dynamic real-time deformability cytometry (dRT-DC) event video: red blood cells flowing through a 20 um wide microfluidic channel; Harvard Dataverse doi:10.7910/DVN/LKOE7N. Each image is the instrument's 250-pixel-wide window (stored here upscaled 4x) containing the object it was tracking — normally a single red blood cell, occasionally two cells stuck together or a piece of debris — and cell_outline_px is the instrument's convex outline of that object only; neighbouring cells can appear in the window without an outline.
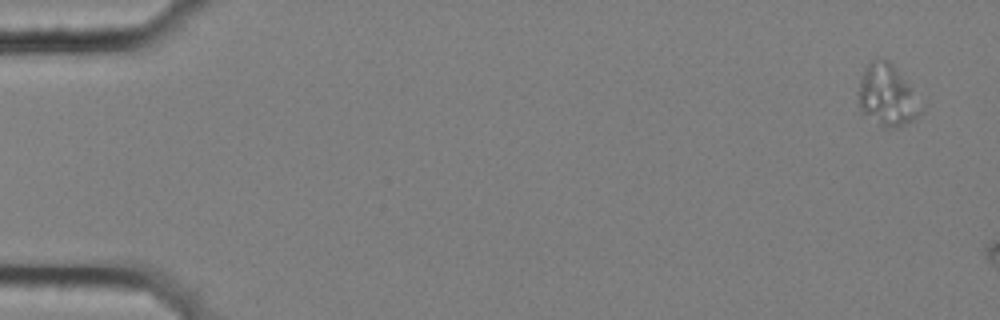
{"species": "common noctule bat (a hibernating species)", "species_latin": "Nyctalus noctula", "temperature_condition": "cold", "stored_images_in_passage": 6, "camera_frame_rate_fps": 3000, "um_per_image_px": 0.085, "animal": {"sex": "female", "body_mass_g": 25.1}, "frame": {"image": 1, "passage_image": 6, "time_ms": 1.667, "image_size_px": [1000, 320], "cell_outline_px": [[924, 112], [916, 120], [896, 128], [880, 128], [860, 116], [860, 80], [864, 68], [872, 60], [888, 60], [896, 68], [908, 84], [924, 108]], "centroid_in_image_um": [75.42, 8.22], "position_along_channel_um": 9.6, "area_um2": 22.89}}